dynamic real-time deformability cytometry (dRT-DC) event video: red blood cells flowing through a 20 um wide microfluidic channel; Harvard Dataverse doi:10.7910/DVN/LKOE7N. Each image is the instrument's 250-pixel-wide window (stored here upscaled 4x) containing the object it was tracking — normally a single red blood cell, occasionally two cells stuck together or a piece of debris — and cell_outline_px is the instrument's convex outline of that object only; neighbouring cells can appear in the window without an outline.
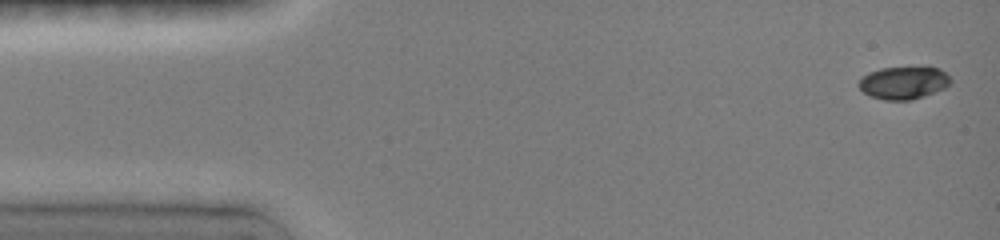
{"species": "common noctule bat (a hibernating species)", "species_latin": "Nyctalus noctula", "temperature_condition": "room temperature", "stored_images_in_passage": 7, "camera_frame_rate_fps": 3000, "um_per_image_px": 0.085, "animal": {"sex": "female", "body_mass_g": 19.0, "forearm_length_mm": 51.5}, "frame": {"image": 1, "passage_image": 1, "time_ms": 0.0, "image_size_px": [1000, 240], "cell_outline_px": [[952, 80], [944, 88], [924, 96], [912, 100], [884, 100], [872, 96], [864, 92], [856, 84], [860, 76], [868, 72], [880, 68], [928, 64], [940, 68]], "centroid_in_image_um": [76.8, 6.97], "position_along_channel_um": 8.2, "area_um2": 18.21}}